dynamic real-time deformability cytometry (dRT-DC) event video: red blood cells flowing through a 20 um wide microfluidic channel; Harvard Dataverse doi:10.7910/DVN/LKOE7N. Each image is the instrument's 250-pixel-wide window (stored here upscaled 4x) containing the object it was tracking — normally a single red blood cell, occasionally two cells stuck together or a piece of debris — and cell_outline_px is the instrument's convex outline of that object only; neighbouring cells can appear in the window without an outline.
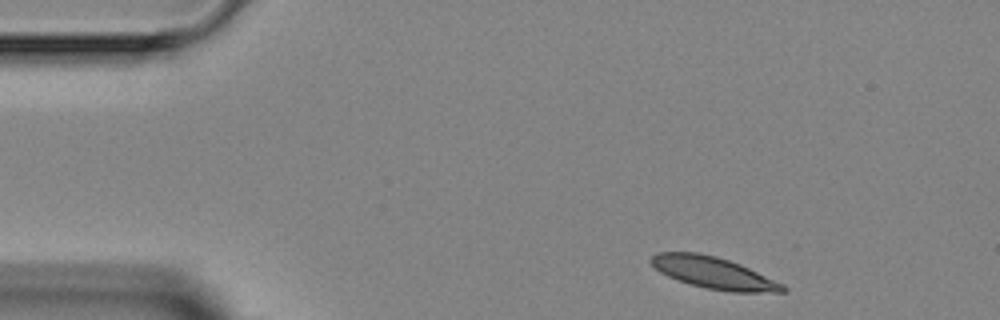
{"species": "Egyptian fruit bat (a non-hibernating species)", "species_latin": "Rousettus aegyptiacus", "temperature_condition": "room temperature", "stored_images_in_passage": 4, "segment_of_instrument_passage": [1, 2], "camera_frame_rate_fps": 3000, "um_per_image_px": 0.085, "animal": {"sex": "female"}, "frame": {"image": 1, "passage_image": 1, "time_ms": 0.0, "image_size_px": [1000, 320], "cell_outline_px": [[788, 288], [784, 292], [728, 292], [704, 288], [688, 284], [668, 276], [660, 272], [648, 260], [656, 252], [700, 252], [716, 256], [740, 264], [784, 284]], "centroid_in_image_um": [60.65, 23.19], "position_along_channel_um": 24.4, "area_um2": 24.51}}
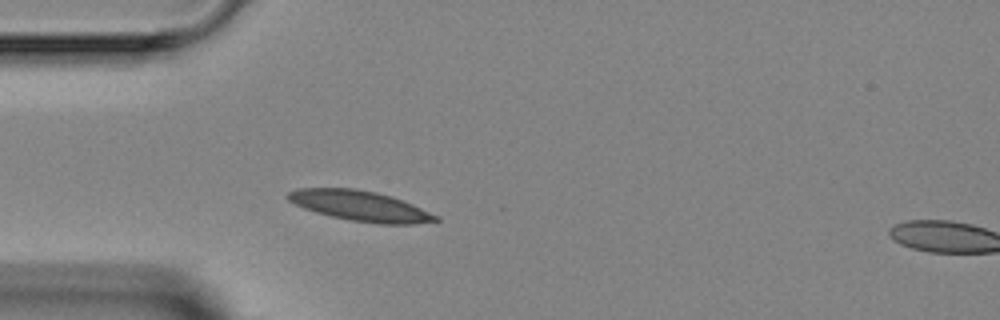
{"frame": {"image": 2, "passage_image": 3, "time_ms": 2.333, "image_size_px": [1000, 320], "cell_outline_px": [[440, 220], [416, 224], [380, 224], [352, 220], [332, 216], [316, 212], [304, 208], [288, 200], [284, 196], [288, 192], [296, 188], [356, 188], [376, 192], [392, 196], [412, 204], [440, 216]], "centroid_in_image_um": [30.62, 17.49], "position_along_channel_um": 54.4, "area_um2": 26.07}}